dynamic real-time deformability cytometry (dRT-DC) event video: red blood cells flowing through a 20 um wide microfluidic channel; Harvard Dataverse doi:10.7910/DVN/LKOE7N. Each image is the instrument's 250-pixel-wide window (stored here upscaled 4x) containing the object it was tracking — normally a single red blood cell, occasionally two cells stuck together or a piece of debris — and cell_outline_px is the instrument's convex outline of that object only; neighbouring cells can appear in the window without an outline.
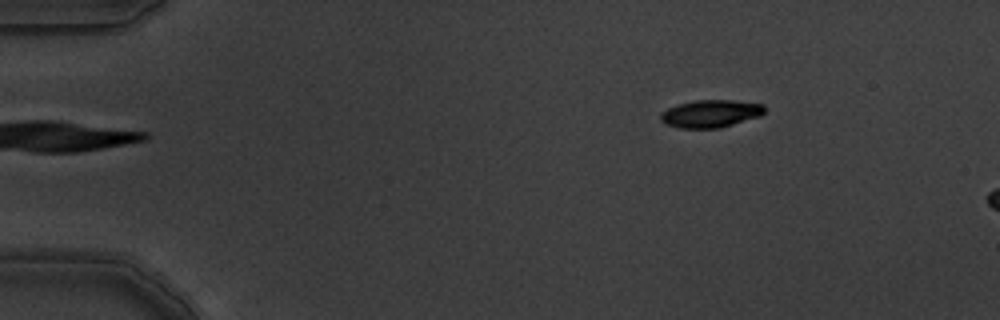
{"species": "common noctule bat (a hibernating species)", "species_latin": "Nyctalus noctula", "temperature_condition": "warm", "stored_images_in_passage": 2, "camera_frame_rate_fps": 3000, "um_per_image_px": 0.085, "animal": {"sex": "male", "body_mass_g": 19.5, "forearm_length_mm": 54.6}, "frame": {"image": 1, "passage_image": 2, "time_ms": 0.333, "image_size_px": [1000, 320], "cell_outline_px": [[764, 112], [760, 116], [720, 128], [680, 128], [664, 124], [660, 120], [660, 112], [668, 108], [680, 104], [696, 100], [732, 100], [764, 104]], "centroid_in_image_um": [60.38, 9.66], "position_along_channel_um": 24.6, "area_um2": 16.7}}